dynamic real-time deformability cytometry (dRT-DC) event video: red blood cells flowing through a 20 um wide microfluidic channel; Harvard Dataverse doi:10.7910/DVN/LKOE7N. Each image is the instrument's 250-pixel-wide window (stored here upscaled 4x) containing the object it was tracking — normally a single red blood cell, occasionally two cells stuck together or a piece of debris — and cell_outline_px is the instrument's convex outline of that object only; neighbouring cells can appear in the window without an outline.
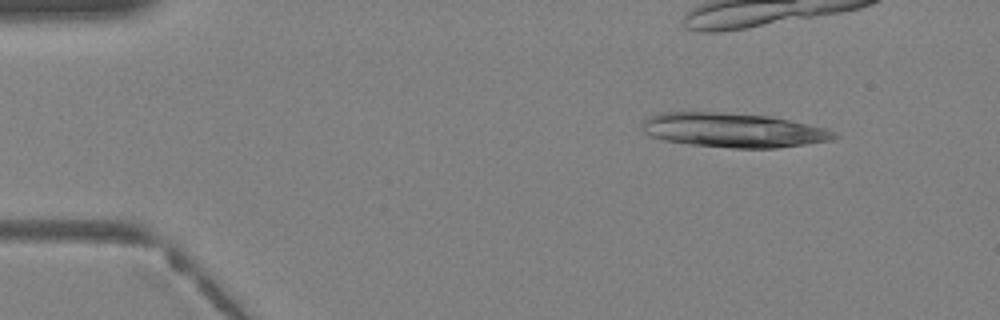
{"species": "Egyptian fruit bat (a non-hibernating species)", "species_latin": "Rousettus aegyptiacus", "temperature_condition": "warm", "stored_images_in_passage": 32, "camera_frame_rate_fps": 3000, "um_per_image_px": 0.085, "animal": {"sex": "female"}, "frame": {"image": 1, "passage_image": 5, "time_ms": 1.333, "image_size_px": [1000, 320], "cell_outline_px": [[840, 136], [832, 140], [776, 148], [732, 148], [688, 144], [664, 140], [652, 136], [644, 132], [640, 128], [640, 124], [648, 116], [660, 112], [716, 112], [772, 116], [828, 128], [836, 132]], "centroid_in_image_um": [62.33, 11.06], "position_along_channel_um": 22.7, "area_um2": 38.78}}